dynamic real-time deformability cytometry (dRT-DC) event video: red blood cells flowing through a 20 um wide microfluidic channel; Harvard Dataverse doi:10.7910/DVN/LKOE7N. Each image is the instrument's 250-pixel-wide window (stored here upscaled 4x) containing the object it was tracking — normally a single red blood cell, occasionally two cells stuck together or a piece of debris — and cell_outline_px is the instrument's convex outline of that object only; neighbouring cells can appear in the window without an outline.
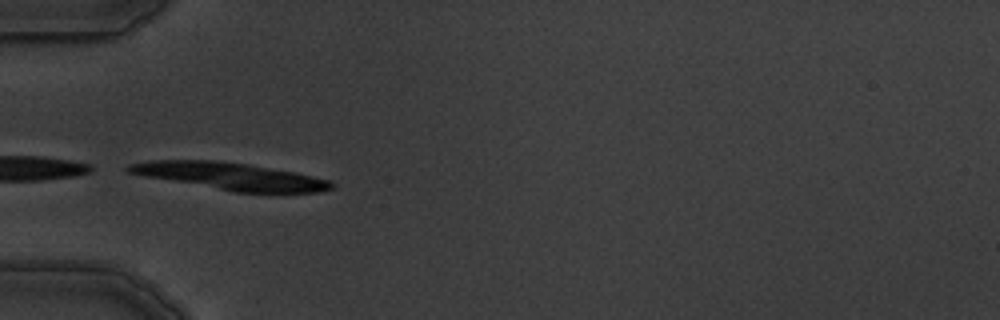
{"species": "common noctule bat (a hibernating species)", "species_latin": "Nyctalus noctula", "temperature_condition": "warm", "stored_images_in_passage": 7, "camera_frame_rate_fps": 3000, "um_per_image_px": 0.085, "animal": {"sex": "male", "body_mass_g": 19.5, "forearm_length_mm": 54.6}, "frame": {"image": 1, "passage_image": 5, "time_ms": 5.667, "image_size_px": [1000, 320], "cell_outline_px": [[336, 184], [332, 188], [316, 192], [236, 192], [144, 176], [128, 172], [124, 168], [128, 164], [152, 160], [216, 160], [248, 164], [292, 172], [312, 176], [328, 180]], "centroid_in_image_um": [19.52, 14.97], "position_along_channel_um": 65.5, "area_um2": 31.67}}